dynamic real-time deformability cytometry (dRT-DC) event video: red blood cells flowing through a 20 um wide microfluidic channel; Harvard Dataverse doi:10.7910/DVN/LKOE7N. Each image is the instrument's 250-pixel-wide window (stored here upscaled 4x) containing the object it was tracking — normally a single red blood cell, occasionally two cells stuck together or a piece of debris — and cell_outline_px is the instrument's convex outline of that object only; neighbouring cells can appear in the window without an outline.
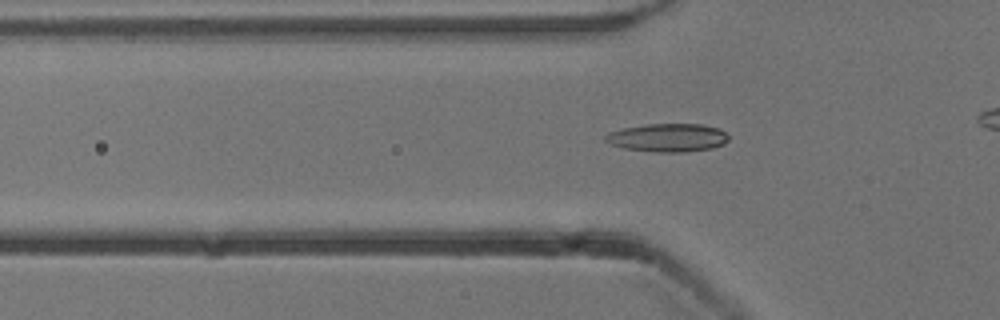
{"species": "common noctule bat (a hibernating species)", "species_latin": "Nyctalus noctula", "temperature_condition": "cold", "stored_images_in_passage": 43, "camera_frame_rate_fps": 3000, "um_per_image_px": 0.085, "animal": {"sex": "male", "body_mass_g": 13.3}, "frame": {"image": 1, "passage_image": 17, "time_ms": 5.333, "image_size_px": [1000, 320], "cell_outline_px": [[728, 140], [724, 144], [712, 148], [684, 152], [656, 152], [624, 148], [608, 144], [604, 140], [604, 136], [608, 132], [624, 128], [648, 124], [700, 124], [716, 128], [724, 132], [728, 136]], "centroid_in_image_um": [56.72, 11.71], "position_along_channel_um": 69.1, "area_um2": 20.23}}
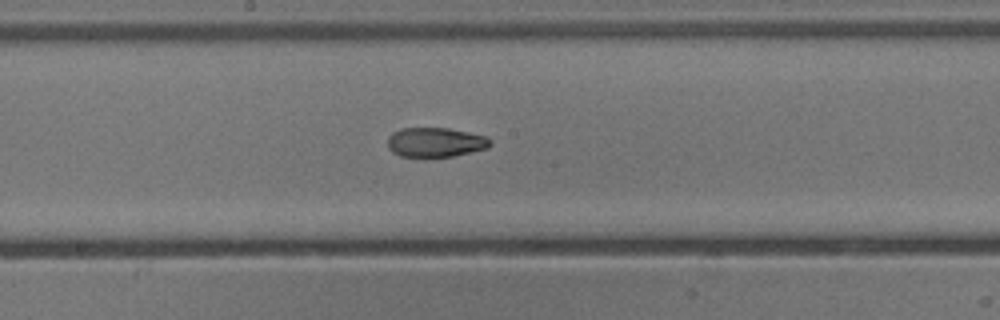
{"frame": {"image": 2, "passage_image": 28, "time_ms": 9.0, "image_size_px": [1000, 320], "cell_outline_px": [[492, 144], [488, 148], [452, 156], [424, 160], [400, 156], [392, 152], [388, 148], [388, 136], [392, 132], [400, 128], [448, 128], [488, 136], [492, 140]], "centroid_in_image_um": [36.99, 12.13], "position_along_channel_um": 211.2, "area_um2": 18.44}}
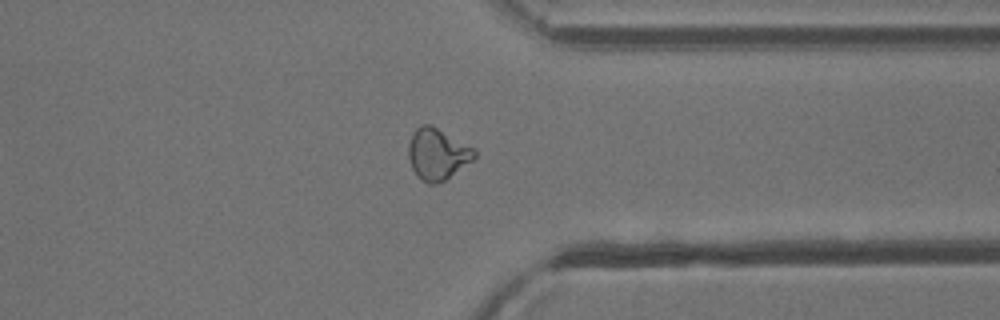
{"frame": {"image": 3, "passage_image": 41, "time_ms": 13.333, "image_size_px": [1000, 320], "cell_outline_px": [[476, 156], [472, 160], [444, 180], [436, 184], [428, 184], [412, 168], [408, 160], [408, 144], [412, 132], [420, 124], [428, 124], [476, 148]], "centroid_in_image_um": [37.16, 13.07], "position_along_channel_um": 374.2, "area_um2": 19.48}}